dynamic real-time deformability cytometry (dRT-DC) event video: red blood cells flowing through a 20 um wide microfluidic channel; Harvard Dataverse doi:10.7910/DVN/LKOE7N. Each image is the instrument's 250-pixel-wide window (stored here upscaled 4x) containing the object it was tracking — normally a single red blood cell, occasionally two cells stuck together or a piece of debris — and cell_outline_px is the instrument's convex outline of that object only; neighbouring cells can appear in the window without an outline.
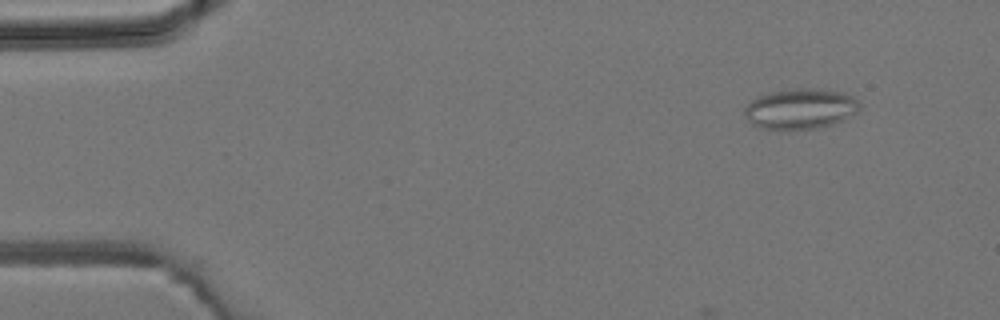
{"species": "common noctule bat (a hibernating species)", "species_latin": "Nyctalus noctula", "temperature_condition": "room temperature", "stored_images_in_passage": 5, "camera_frame_rate_fps": 3000, "um_per_image_px": 0.085, "animal": {"sex": "male", "body_mass_g": 19.2, "forearm_length_mm": 51.8}, "frame": {"image": 1, "passage_image": 2, "time_ms": 1.0, "image_size_px": [1000, 320], "cell_outline_px": [[860, 108], [856, 112], [844, 120], [832, 124], [816, 128], [760, 128], [752, 124], [744, 116], [744, 108], [752, 100], [768, 92], [800, 88], [808, 88], [840, 92], [852, 96], [860, 104]], "centroid_in_image_um": [68.02, 9.24], "position_along_channel_um": 17.0, "area_um2": 26.65}}